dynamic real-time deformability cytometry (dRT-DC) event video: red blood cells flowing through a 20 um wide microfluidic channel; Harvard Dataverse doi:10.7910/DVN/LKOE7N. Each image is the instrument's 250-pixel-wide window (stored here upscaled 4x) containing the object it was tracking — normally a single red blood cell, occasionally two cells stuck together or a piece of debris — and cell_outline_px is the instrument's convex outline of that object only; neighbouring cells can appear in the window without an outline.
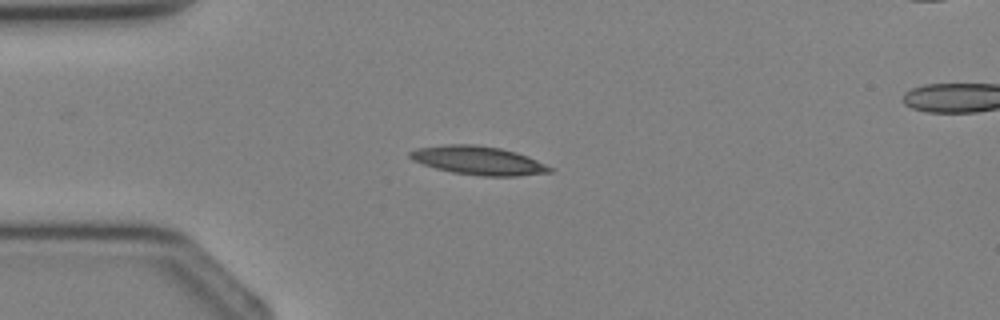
{"species": "Egyptian fruit bat (a non-hibernating species)", "species_latin": "Rousettus aegyptiacus", "temperature_condition": "cold", "stored_images_in_passage": 3, "camera_frame_rate_fps": 3000, "um_per_image_px": 0.085, "animal": {"sex": "female"}, "frame": {"image": 1, "passage_image": 3, "time_ms": 2.333, "image_size_px": [1000, 320], "cell_outline_px": [[556, 168], [552, 172], [516, 176], [480, 176], [452, 172], [436, 168], [412, 160], [408, 156], [408, 152], [416, 148], [444, 144], [476, 144], [500, 148], [516, 152]], "centroid_in_image_um": [40.66, 13.63], "position_along_channel_um": 44.3, "area_um2": 23.41}}